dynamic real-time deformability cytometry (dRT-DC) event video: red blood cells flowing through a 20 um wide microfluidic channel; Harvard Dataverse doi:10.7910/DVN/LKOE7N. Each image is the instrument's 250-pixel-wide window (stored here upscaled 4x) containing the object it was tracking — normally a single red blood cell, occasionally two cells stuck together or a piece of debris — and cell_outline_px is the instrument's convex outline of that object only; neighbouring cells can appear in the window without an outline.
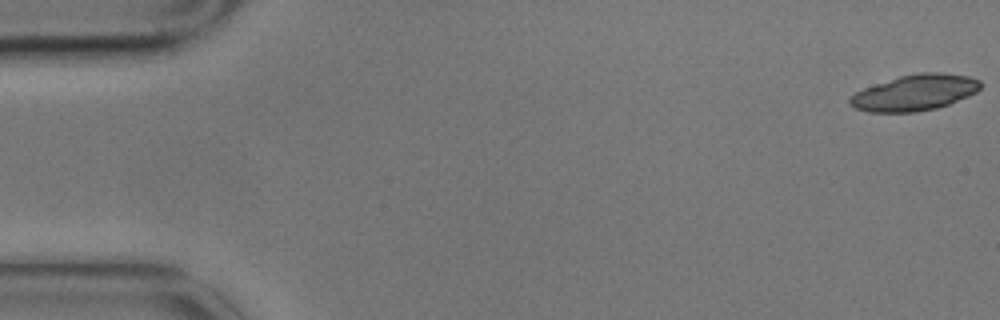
{"species": "common noctule bat (a hibernating species)", "species_latin": "Nyctalus noctula", "temperature_condition": "cold", "stored_images_in_passage": 4, "camera_frame_rate_fps": 3000, "um_per_image_px": 0.085, "animal": {"sex": "male", "body_mass_g": 17.9}, "frame": {"image": 1, "passage_image": 1, "time_ms": 0.0, "image_size_px": [1000, 320], "cell_outline_px": [[980, 88], [976, 92], [968, 96], [948, 104], [936, 108], [916, 112], [868, 112], [856, 108], [848, 104], [848, 96], [864, 88], [900, 76], [920, 72], [940, 72], [968, 76], [980, 80]], "centroid_in_image_um": [77.73, 7.88], "position_along_channel_um": 7.3, "area_um2": 27.28}}